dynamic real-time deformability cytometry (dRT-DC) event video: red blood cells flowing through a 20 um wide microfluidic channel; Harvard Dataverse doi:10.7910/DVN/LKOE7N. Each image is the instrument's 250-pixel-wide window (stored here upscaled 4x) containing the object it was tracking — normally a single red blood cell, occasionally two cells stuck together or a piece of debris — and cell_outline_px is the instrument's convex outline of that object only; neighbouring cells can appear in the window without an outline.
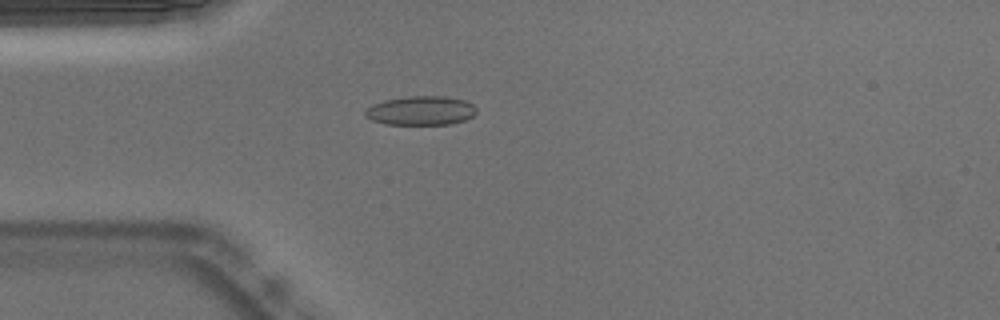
{"species": "Egyptian fruit bat (a non-hibernating species)", "species_latin": "Rousettus aegyptiacus", "temperature_condition": "warm", "stored_images_in_passage": 35, "camera_frame_rate_fps": 3000, "um_per_image_px": 0.085, "animal": {"sex": "male"}, "frame": {"image": 1, "passage_image": 1, "time_ms": 0.0, "image_size_px": [1000, 320], "cell_outline_px": [[476, 112], [472, 116], [464, 120], [452, 124], [384, 124], [372, 120], [364, 116], [364, 112], [372, 104], [384, 100], [408, 96], [444, 96], [464, 100], [472, 104], [476, 108]], "centroid_in_image_um": [35.75, 9.4], "position_along_channel_um": 49.2, "area_um2": 18.84}}
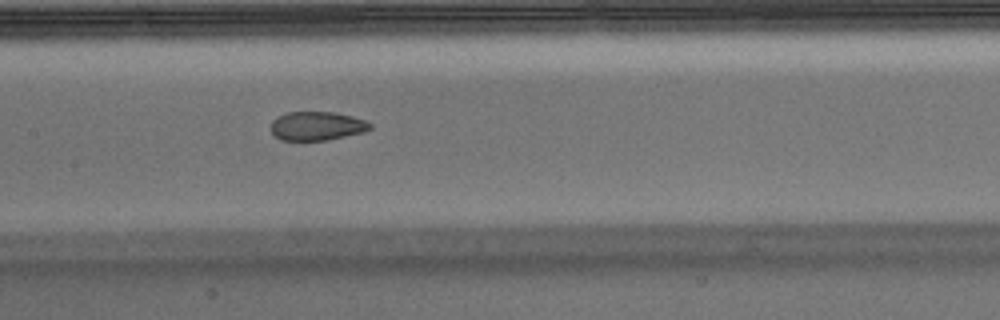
{"frame": {"image": 2, "passage_image": 12, "time_ms": 3.667, "image_size_px": [1000, 320], "cell_outline_px": [[372, 128], [364, 132], [328, 140], [280, 140], [272, 132], [272, 120], [276, 116], [284, 112], [336, 112], [352, 116], [364, 120], [372, 124]], "centroid_in_image_um": [26.94, 10.7], "position_along_channel_um": 180.5, "area_um2": 16.76}}
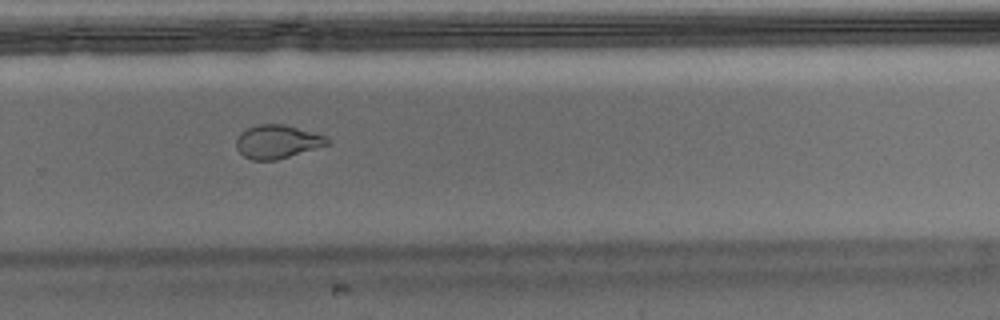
{"frame": {"image": 3, "passage_image": 22, "time_ms": 7.0, "image_size_px": [1000, 320], "cell_outline_px": [[328, 144], [276, 160], [252, 160], [244, 156], [236, 148], [236, 140], [240, 132], [248, 128], [260, 124], [284, 124], [324, 136], [328, 140]], "centroid_in_image_um": [23.5, 12.04], "position_along_channel_um": 306.3, "area_um2": 17.34}, "authors_computed_cell_mechanics": {"area_um2": 18.3804, "velocity_mm_per_s": 3.7804, "shape_relaxation_time_tau1_ms": null, "shape_relaxation_time_tau2_ms": 1.5821, "deformation_change_tau1": null, "deformation_change_tau2": 0.0653}}